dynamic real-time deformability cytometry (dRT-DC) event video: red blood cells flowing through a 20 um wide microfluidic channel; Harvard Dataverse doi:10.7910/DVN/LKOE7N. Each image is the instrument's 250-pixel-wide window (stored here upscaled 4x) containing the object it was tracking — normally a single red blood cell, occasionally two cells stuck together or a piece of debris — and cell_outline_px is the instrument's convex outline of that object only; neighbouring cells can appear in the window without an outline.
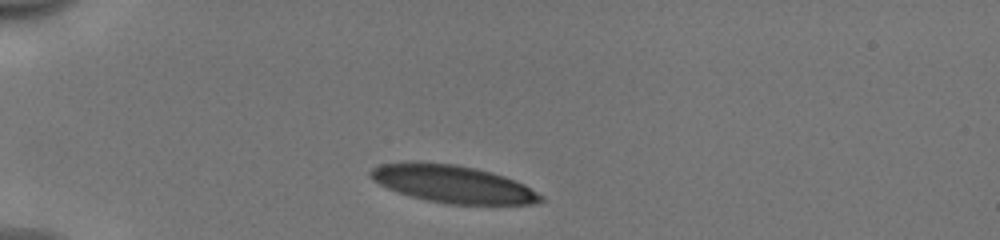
{"species": "human", "species_latin": "Homo sapiens", "temperature_condition": "cold", "stored_images_in_passage": 32, "camera_frame_rate_fps": 3000, "um_per_image_px": 0.085, "donor": {"sex": "male"}, "frame": {"image": 1, "passage_image": 1, "time_ms": 0.0, "image_size_px": [1000, 240], "cell_outline_px": [[544, 200], [532, 204], [448, 204], [428, 200], [412, 196], [388, 188], [372, 180], [368, 176], [368, 172], [372, 168], [380, 164], [456, 164], [476, 168], [492, 172], [504, 176], [524, 184], [544, 196]], "centroid_in_image_um": [38.55, 15.67], "position_along_channel_um": 46.5, "area_um2": 36.36}}
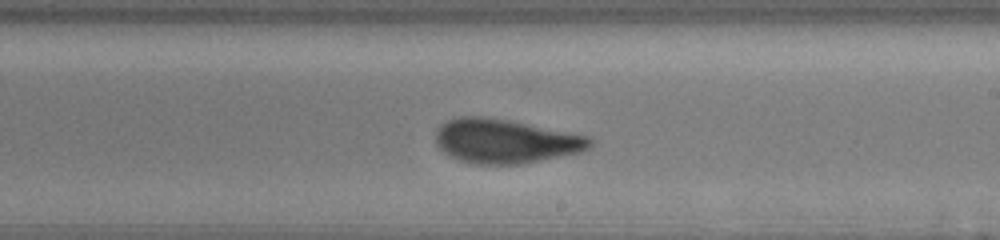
{"frame": {"image": 2, "passage_image": 19, "time_ms": 6.0, "image_size_px": [1000, 240], "cell_outline_px": [[592, 144], [588, 148], [580, 152], [520, 164], [472, 164], [460, 160], [444, 152], [436, 144], [436, 128], [440, 124], [448, 120], [460, 116], [484, 116], [508, 120], [592, 136]], "centroid_in_image_um": [42.94, 11.98], "position_along_channel_um": 246.1, "area_um2": 39.71}}
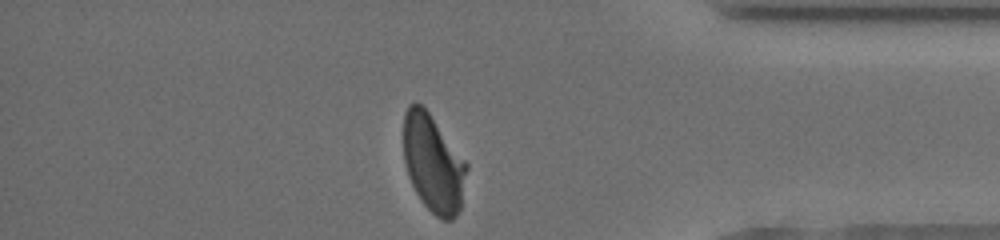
{"frame": {"image": 3, "passage_image": 32, "time_ms": 10.333, "image_size_px": [1000, 240], "cell_outline_px": [[468, 168], [460, 212], [452, 220], [444, 220], [436, 216], [420, 200], [408, 176], [404, 160], [404, 112], [408, 104], [416, 100], [428, 112], [468, 164]], "centroid_in_image_um": [36.82, 13.9], "position_along_channel_um": 398.4, "area_um2": 35.89}, "authors_computed_cell_mechanics": {"area_um2": 39.3907, "velocity_mm_per_s": 3.9511, "shape_relaxation_time_tau1_ms": 4.2339, "shape_relaxation_time_tau2_ms": 0.7826, "deformation_change_tau1": 0.1694, "deformation_change_tau2": 0.0582}}